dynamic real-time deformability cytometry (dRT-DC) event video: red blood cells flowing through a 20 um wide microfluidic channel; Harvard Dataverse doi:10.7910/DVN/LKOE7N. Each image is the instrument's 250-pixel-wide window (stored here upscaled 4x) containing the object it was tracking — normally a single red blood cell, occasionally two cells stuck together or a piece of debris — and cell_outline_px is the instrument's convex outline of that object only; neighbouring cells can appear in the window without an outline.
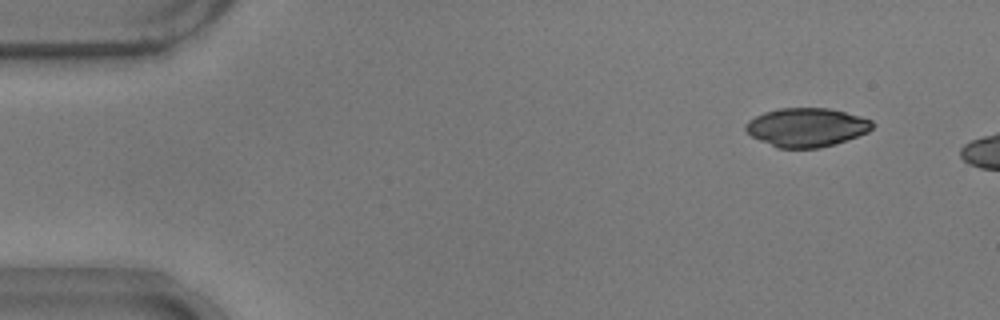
{"species": "common noctule bat (a hibernating species)", "species_latin": "Nyctalus noctula", "temperature_condition": "warm", "stored_images_in_passage": 6, "camera_frame_rate_fps": 3000, "um_per_image_px": 0.085, "animal": {"sex": "male", "body_mass_g": 17.9}, "frame": {"image": 1, "passage_image": 1, "time_ms": 0.0, "image_size_px": [1000, 320], "cell_outline_px": [[872, 128], [868, 132], [836, 144], [820, 148], [776, 148], [752, 136], [744, 128], [748, 120], [764, 112], [776, 108], [828, 108], [860, 116], [872, 120]], "centroid_in_image_um": [68.55, 10.82], "position_along_channel_um": 16.5, "area_um2": 28.61}}